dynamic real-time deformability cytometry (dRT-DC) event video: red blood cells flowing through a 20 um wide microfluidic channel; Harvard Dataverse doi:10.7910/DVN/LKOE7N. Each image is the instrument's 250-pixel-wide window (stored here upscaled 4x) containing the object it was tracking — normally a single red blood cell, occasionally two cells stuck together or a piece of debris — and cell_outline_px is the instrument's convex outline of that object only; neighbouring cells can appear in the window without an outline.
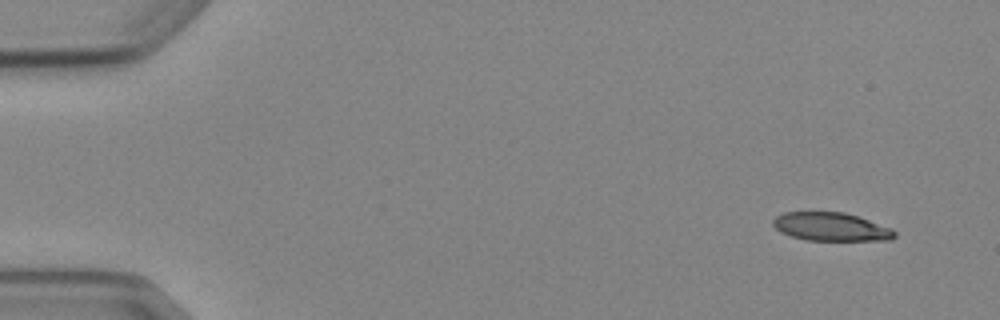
{"species": "Egyptian fruit bat (a non-hibernating species)", "species_latin": "Rousettus aegyptiacus", "temperature_condition": "cold", "stored_images_in_passage": 8, "camera_frame_rate_fps": 3000, "um_per_image_px": 0.085, "animal": {"sex": "female"}, "frame": {"image": 1, "passage_image": 1, "time_ms": 0.0, "image_size_px": [1000, 320], "cell_outline_px": [[896, 236], [892, 240], [804, 240], [780, 232], [772, 224], [772, 220], [776, 216], [784, 212], [844, 212], [892, 228], [896, 232]], "centroid_in_image_um": [70.63, 19.28], "position_along_channel_um": 14.4, "area_um2": 20.06}}
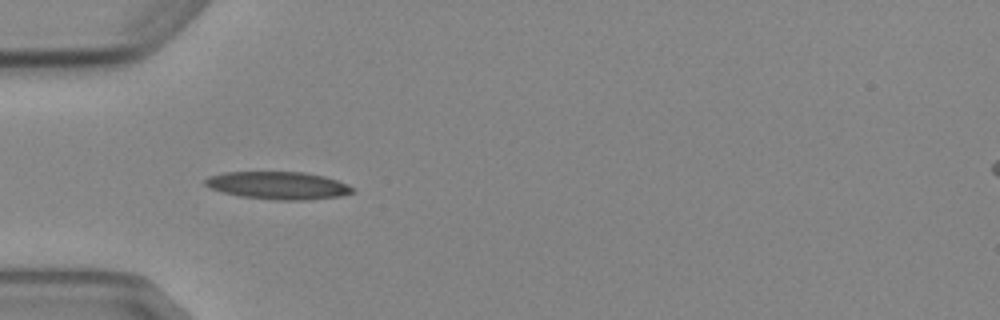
{"frame": {"image": 2, "passage_image": 5, "time_ms": 4.333, "image_size_px": [1000, 320], "cell_outline_px": [[356, 192], [340, 196], [304, 200], [276, 200], [240, 196], [208, 188], [204, 184], [204, 180], [208, 176], [224, 172], [304, 172], [324, 176], [348, 184], [356, 188]], "centroid_in_image_um": [23.65, 15.76], "position_along_channel_um": 61.3, "area_um2": 23.87}}
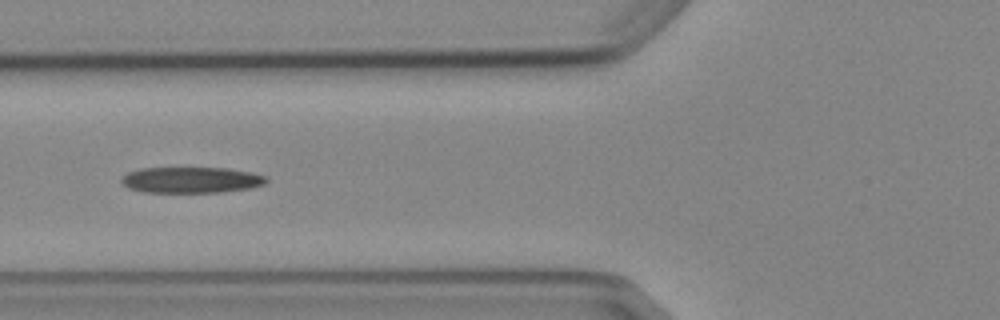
{"frame": {"image": 3, "passage_image": 6, "time_ms": 5.667, "image_size_px": [1000, 320], "cell_outline_px": [[268, 180], [264, 184], [248, 188], [220, 192], [144, 192], [128, 188], [120, 180], [128, 172], [140, 168], [228, 168], [252, 172], [268, 176]], "centroid_in_image_um": [16.27, 15.29], "position_along_channel_um": 109.5, "area_um2": 21.91}}